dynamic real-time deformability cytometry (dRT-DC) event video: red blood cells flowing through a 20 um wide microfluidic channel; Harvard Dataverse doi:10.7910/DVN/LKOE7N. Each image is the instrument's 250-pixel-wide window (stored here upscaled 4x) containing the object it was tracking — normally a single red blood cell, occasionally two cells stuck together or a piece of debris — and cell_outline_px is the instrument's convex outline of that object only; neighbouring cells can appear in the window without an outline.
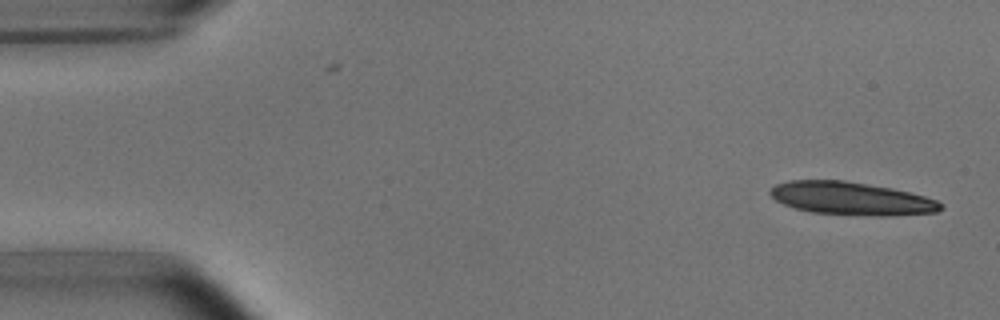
{"species": "common noctule bat (a hibernating species)", "species_latin": "Nyctalus noctula", "temperature_condition": "room temperature", "stored_images_in_passage": 6, "camera_frame_rate_fps": 3000, "um_per_image_px": 0.085, "animal": {"sex": "male", "body_mass_g": 15.6}, "frame": {"image": 1, "passage_image": 1, "time_ms": 0.0, "image_size_px": [1000, 320], "cell_outline_px": [[944, 208], [936, 212], [888, 216], [872, 216], [812, 212], [796, 208], [784, 204], [776, 200], [768, 192], [776, 184], [792, 180], [844, 180], [892, 188], [924, 196], [936, 200], [944, 204]], "centroid_in_image_um": [72.39, 16.87], "position_along_channel_um": 12.6, "area_um2": 32.66}}
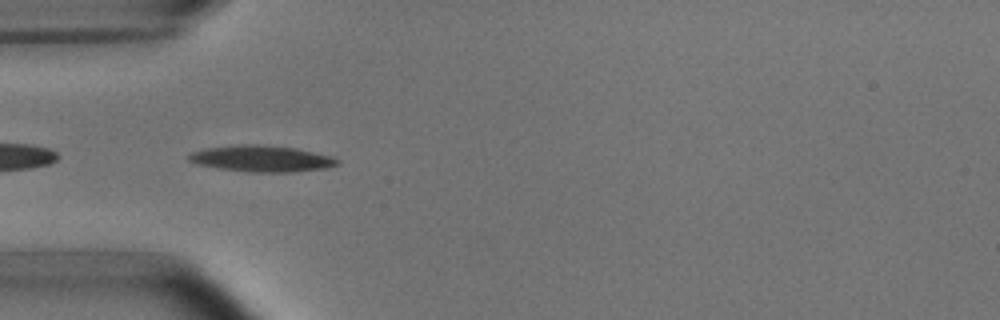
{"frame": {"image": 2, "passage_image": 5, "time_ms": 4.667, "image_size_px": [1000, 320], "cell_outline_px": [[340, 164], [324, 168], [292, 172], [248, 172], [216, 168], [196, 164], [188, 160], [188, 156], [192, 152], [208, 148], [244, 144], [260, 144], [296, 148], [332, 156], [340, 160]], "centroid_in_image_um": [22.25, 13.49], "position_along_channel_um": 62.7, "area_um2": 22.77}}